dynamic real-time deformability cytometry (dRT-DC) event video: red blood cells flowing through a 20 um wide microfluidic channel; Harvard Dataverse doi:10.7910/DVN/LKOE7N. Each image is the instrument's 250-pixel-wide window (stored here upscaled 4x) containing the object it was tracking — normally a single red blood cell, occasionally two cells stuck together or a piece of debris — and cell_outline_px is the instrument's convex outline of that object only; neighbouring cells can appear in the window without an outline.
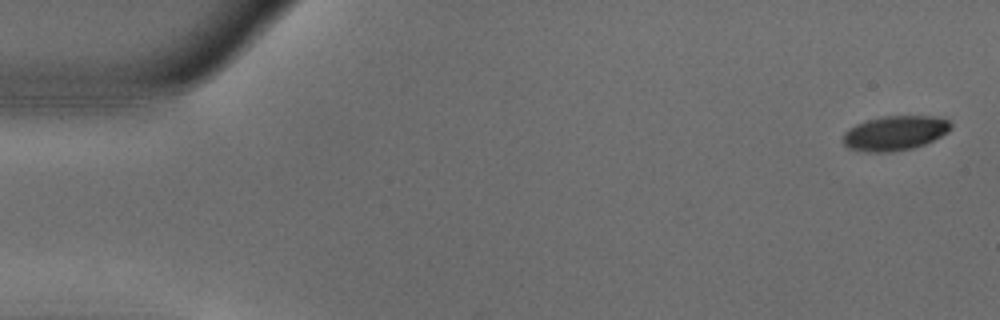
{"species": "common noctule bat (a hibernating species)", "species_latin": "Nyctalus noctula", "temperature_condition": "warm", "stored_images_in_passage": 53, "camera_frame_rate_fps": 3000, "um_per_image_px": 0.085, "animal": {"sex": "male", "body_mass_g": 18.8}, "frame": {"image": 1, "passage_image": 1, "time_ms": 0.0, "image_size_px": [1000, 320], "cell_outline_px": [[952, 128], [948, 132], [924, 144], [912, 148], [888, 152], [864, 152], [848, 148], [844, 144], [844, 132], [848, 128], [856, 124], [868, 120], [884, 116], [936, 116], [948, 120], [952, 124]], "centroid_in_image_um": [76.07, 11.31], "position_along_channel_um": 8.9, "area_um2": 21.68}}
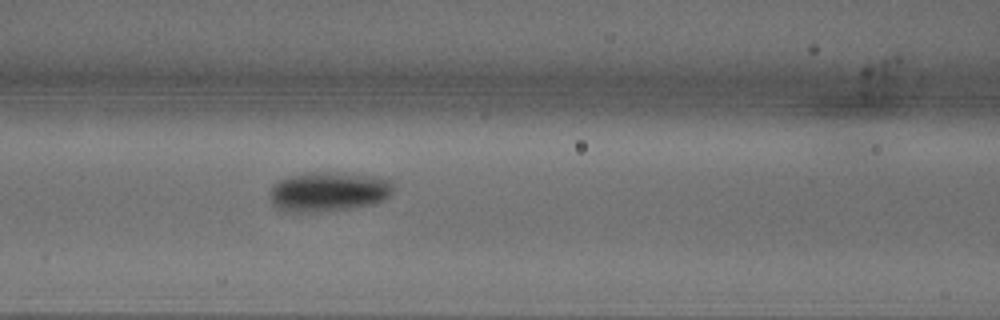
{"frame": {"image": 2, "passage_image": 22, "time_ms": 7.0, "image_size_px": [1000, 320], "cell_outline_px": [[392, 192], [388, 196], [372, 204], [348, 208], [312, 212], [288, 212], [276, 208], [272, 204], [268, 192], [272, 184], [288, 176], [308, 172], [316, 172], [360, 176], [392, 180]], "centroid_in_image_um": [27.79, 16.31], "position_along_channel_um": 138.8, "area_um2": 27.92}}
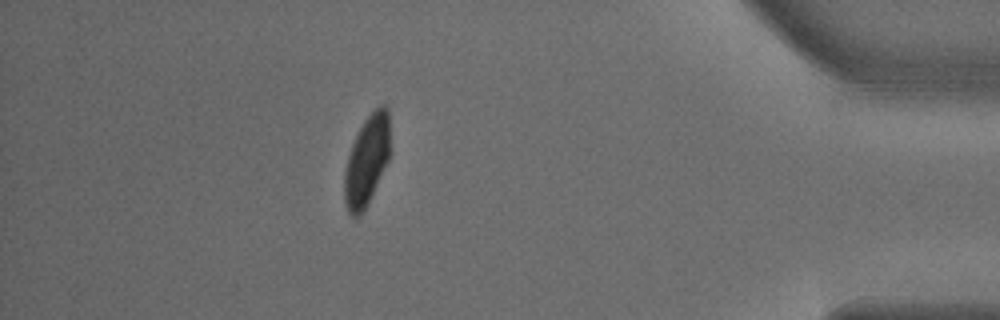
{"frame": {"image": 3, "passage_image": 47, "time_ms": 15.333, "image_size_px": [1000, 320], "cell_outline_px": [[388, 160], [368, 204], [360, 216], [352, 216], [348, 212], [344, 200], [344, 176], [348, 156], [352, 144], [364, 120], [380, 104], [384, 104], [388, 108]], "centroid_in_image_um": [31.15, 13.68], "position_along_channel_um": 404.0, "area_um2": 23.47}, "authors_computed_cell_mechanics": {"area_um2": 25.2008, "velocity_mm_per_s": 3.7375, "shape_relaxation_time_tau1_ms": 2.1817, "shape_relaxation_time_tau2_ms": 1.0391, "deformation_change_tau1": 0.1383, "deformation_change_tau2": 0.0347}}